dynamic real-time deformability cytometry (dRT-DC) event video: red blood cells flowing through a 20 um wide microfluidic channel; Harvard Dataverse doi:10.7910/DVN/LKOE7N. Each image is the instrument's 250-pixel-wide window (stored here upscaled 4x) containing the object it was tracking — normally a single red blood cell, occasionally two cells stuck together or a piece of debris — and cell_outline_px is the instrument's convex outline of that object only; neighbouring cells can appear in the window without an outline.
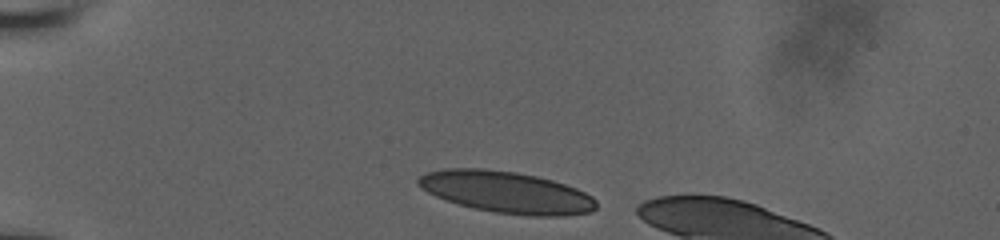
{"species": "human", "species_latin": "Homo sapiens", "temperature_condition": "room temperature", "stored_images_in_passage": 40, "camera_frame_rate_fps": 3000, "um_per_image_px": 0.085, "donor": {"sex": "male"}, "frame": {"image": 1, "passage_image": 1, "time_ms": 0.0, "image_size_px": [1000, 240], "cell_outline_px": [[596, 208], [592, 212], [560, 216], [528, 216], [496, 212], [472, 208], [436, 196], [420, 188], [416, 184], [416, 180], [424, 172], [444, 168], [484, 168], [516, 172], [536, 176], [552, 180], [576, 188], [592, 196], [596, 200]], "centroid_in_image_um": [43.03, 16.33], "position_along_channel_um": 42.0, "area_um2": 43.35}}
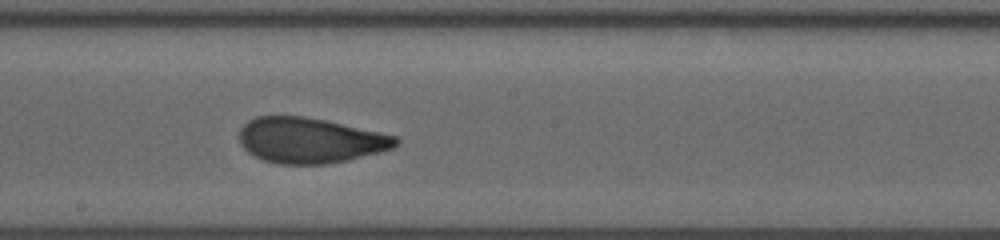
{"frame": {"image": 2, "passage_image": 26, "time_ms": 6.0, "image_size_px": [1000, 240], "cell_outline_px": [[400, 140], [392, 148], [380, 152], [348, 160], [324, 164], [276, 164], [264, 160], [248, 152], [240, 144], [240, 128], [248, 120], [256, 116], [304, 116], [324, 120], [380, 132], [396, 136]], "centroid_in_image_um": [26.33, 11.93], "position_along_channel_um": 221.9, "area_um2": 41.27}}
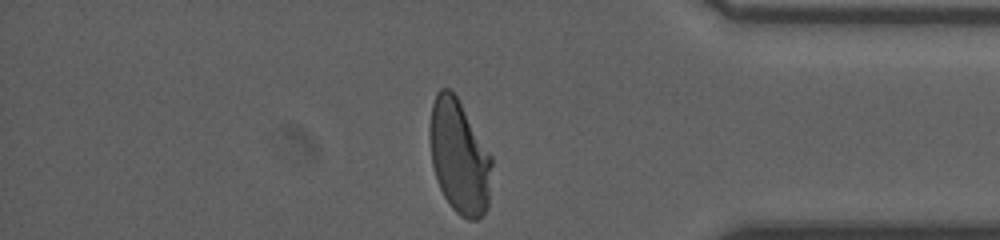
{"frame": {"image": 3, "passage_image": 40, "time_ms": 11.0, "image_size_px": [1000, 240], "cell_outline_px": [[492, 164], [488, 208], [476, 220], [468, 220], [460, 216], [452, 208], [444, 196], [440, 188], [432, 164], [428, 136], [428, 128], [432, 104], [436, 92], [440, 88], [448, 88], [456, 96], [492, 156]], "centroid_in_image_um": [39.02, 13.33], "position_along_channel_um": 396.2, "area_um2": 41.27}, "authors_computed_cell_mechanics": {"area_um2": 42.3963, "velocity_mm_per_s": 3.8379, "shape_relaxation_time_tau1_ms": 6.5571, "shape_relaxation_time_tau2_ms": 0.9154, "deformation_change_tau1": 0.1991, "deformation_change_tau2": 0.0651}}